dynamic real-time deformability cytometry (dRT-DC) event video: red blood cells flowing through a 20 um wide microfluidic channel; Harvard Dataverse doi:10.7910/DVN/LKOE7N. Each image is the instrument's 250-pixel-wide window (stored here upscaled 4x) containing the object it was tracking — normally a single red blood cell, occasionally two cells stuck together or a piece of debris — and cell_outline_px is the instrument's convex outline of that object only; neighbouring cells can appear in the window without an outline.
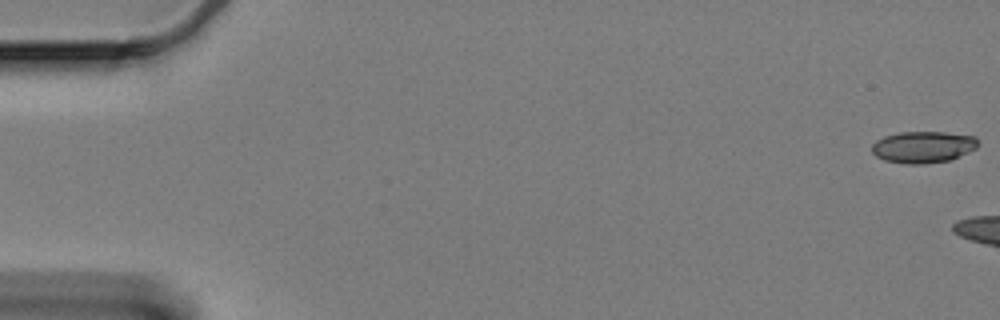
{"species": "Egyptian fruit bat (a non-hibernating species)", "species_latin": "Rousettus aegyptiacus", "temperature_condition": "cold", "stored_images_in_passage": 7, "camera_frame_rate_fps": 3000, "um_per_image_px": 0.085, "animal": {"sex": "female"}, "frame": {"image": 1, "passage_image": 1, "time_ms": 0.0, "image_size_px": [1000, 320], "cell_outline_px": [[976, 148], [952, 160], [924, 164], [908, 164], [884, 160], [876, 156], [872, 152], [872, 144], [876, 140], [884, 136], [900, 132], [944, 132], [976, 136]], "centroid_in_image_um": [78.45, 12.5], "position_along_channel_um": 6.6, "area_um2": 19.59}}